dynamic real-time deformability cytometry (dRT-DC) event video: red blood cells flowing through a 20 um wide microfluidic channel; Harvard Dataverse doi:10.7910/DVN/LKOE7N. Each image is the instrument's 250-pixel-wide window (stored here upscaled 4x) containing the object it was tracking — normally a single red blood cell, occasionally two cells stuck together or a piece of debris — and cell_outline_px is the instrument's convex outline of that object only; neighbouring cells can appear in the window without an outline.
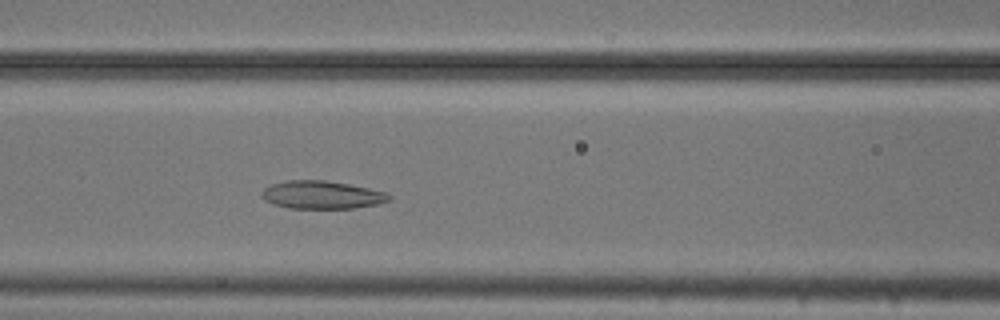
{"species": "common noctule bat (a hibernating species)", "species_latin": "Nyctalus noctula", "temperature_condition": "cold", "stored_images_in_passage": 49, "camera_frame_rate_fps": 3000, "um_per_image_px": 0.085, "animal": {"sex": "male", "body_mass_g": 20.5, "forearm_length_mm": 52.5}, "frame": {"image": 1, "passage_image": 18, "time_ms": 5.667, "image_size_px": [1000, 320], "cell_outline_px": [[392, 196], [388, 200], [376, 204], [352, 208], [288, 208], [272, 204], [264, 200], [260, 196], [260, 192], [264, 188], [272, 184], [288, 180], [324, 180], [348, 184], [368, 188], [384, 192]], "centroid_in_image_um": [27.28, 16.56], "position_along_channel_um": 139.3, "area_um2": 20.63}}
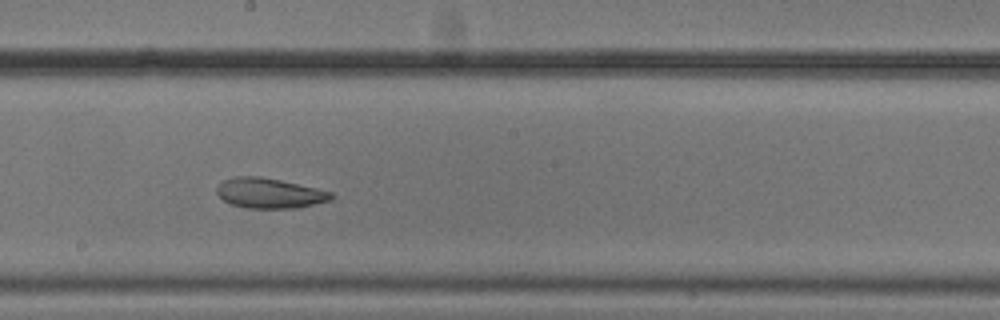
{"frame": {"image": 2, "passage_image": 25, "time_ms": 8.0, "image_size_px": [1000, 320], "cell_outline_px": [[336, 196], [332, 200], [300, 208], [248, 208], [232, 204], [224, 200], [216, 192], [216, 188], [224, 180], [236, 176], [260, 176], [280, 180], [316, 188], [332, 192]], "centroid_in_image_um": [22.96, 16.42], "position_along_channel_um": 225.2, "area_um2": 20.11}}
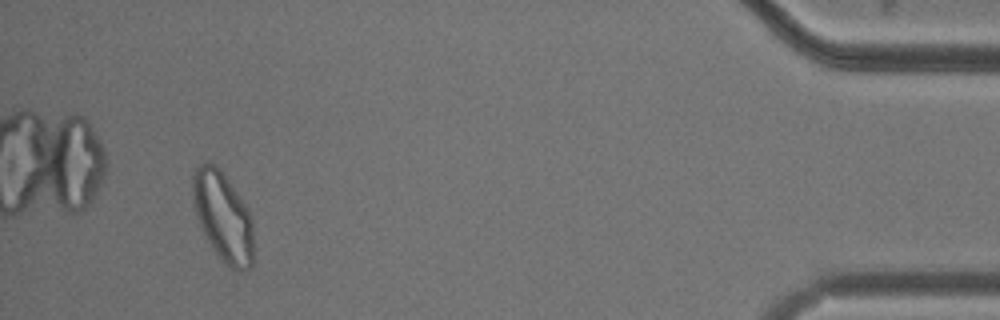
{"frame": {"image": 3, "passage_image": 46, "time_ms": 15.0, "image_size_px": [1000, 320], "cell_outline_px": [[252, 268], [244, 272], [240, 272], [224, 264], [212, 248], [196, 216], [192, 200], [192, 176], [196, 168], [200, 164], [216, 164], [220, 168], [248, 208], [252, 216]], "centroid_in_image_um": [18.96, 18.43], "position_along_channel_um": 416.2, "area_um2": 31.79}, "authors_computed_cell_mechanics": {"area_um2": 25.2586, "velocity_mm_per_s": 3.6857, "shape_relaxation_time_tau1_ms": null, "shape_relaxation_time_tau2_ms": 3.2069, "deformation_change_tau1": null, "deformation_change_tau2": 0.0863}}